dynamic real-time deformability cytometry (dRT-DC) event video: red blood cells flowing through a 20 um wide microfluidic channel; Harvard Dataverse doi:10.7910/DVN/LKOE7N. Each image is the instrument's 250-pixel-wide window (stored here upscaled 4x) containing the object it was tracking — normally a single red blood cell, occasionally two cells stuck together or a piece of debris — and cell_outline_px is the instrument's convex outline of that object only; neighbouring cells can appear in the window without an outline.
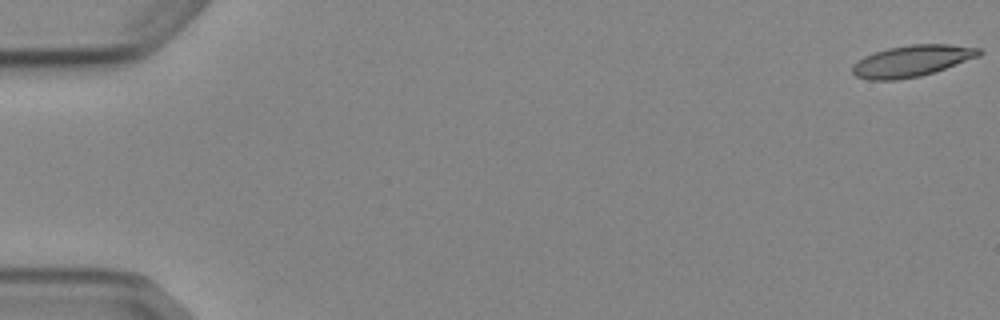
{"species": "Egyptian fruit bat (a non-hibernating species)", "species_latin": "Rousettus aegyptiacus", "temperature_condition": "cold", "stored_images_in_passage": 8, "camera_frame_rate_fps": 3000, "um_per_image_px": 0.085, "animal": {"sex": "female"}, "frame": {"image": 1, "passage_image": 1, "time_ms": 0.0, "image_size_px": [1000, 320], "cell_outline_px": [[984, 52], [980, 56], [920, 76], [896, 80], [868, 80], [856, 76], [852, 72], [852, 64], [864, 56], [888, 48], [912, 44], [948, 44], [980, 48]], "centroid_in_image_um": [77.5, 5.17], "position_along_channel_um": 7.5, "area_um2": 23.06}}
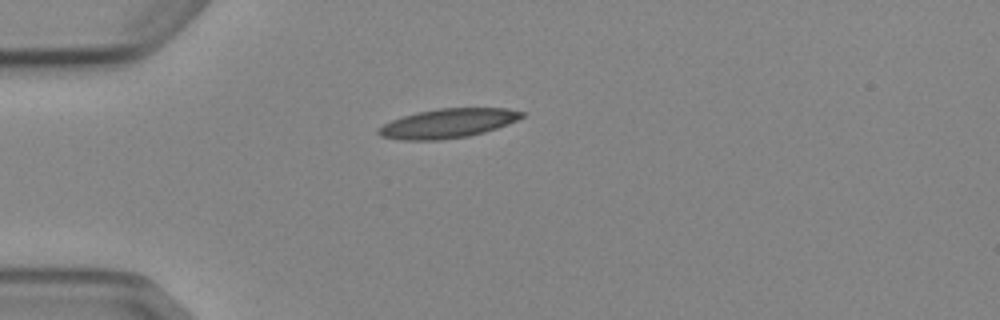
{"frame": {"image": 2, "passage_image": 5, "time_ms": 4.667, "image_size_px": [1000, 320], "cell_outline_px": [[524, 116], [508, 124], [484, 132], [468, 136], [440, 140], [400, 140], [380, 136], [376, 132], [376, 128], [392, 120], [416, 112], [440, 108], [508, 108], [524, 112]], "centroid_in_image_um": [38.04, 10.48], "position_along_channel_um": 47.0, "area_um2": 24.45}}
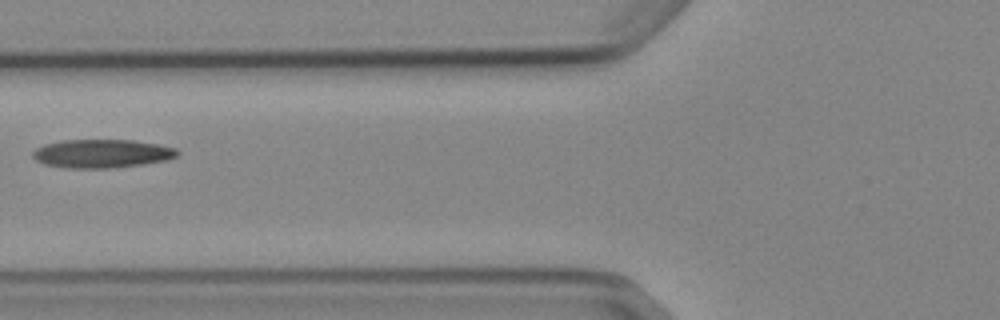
{"frame": {"image": 3, "passage_image": 7, "time_ms": 7.0, "image_size_px": [1000, 320], "cell_outline_px": [[180, 152], [176, 156], [168, 160], [144, 164], [108, 168], [64, 168], [44, 164], [36, 160], [32, 156], [32, 152], [36, 148], [44, 144], [60, 140], [132, 140], [156, 144], [176, 148]], "centroid_in_image_um": [8.64, 13.05], "position_along_channel_um": 117.2, "area_um2": 24.1}}